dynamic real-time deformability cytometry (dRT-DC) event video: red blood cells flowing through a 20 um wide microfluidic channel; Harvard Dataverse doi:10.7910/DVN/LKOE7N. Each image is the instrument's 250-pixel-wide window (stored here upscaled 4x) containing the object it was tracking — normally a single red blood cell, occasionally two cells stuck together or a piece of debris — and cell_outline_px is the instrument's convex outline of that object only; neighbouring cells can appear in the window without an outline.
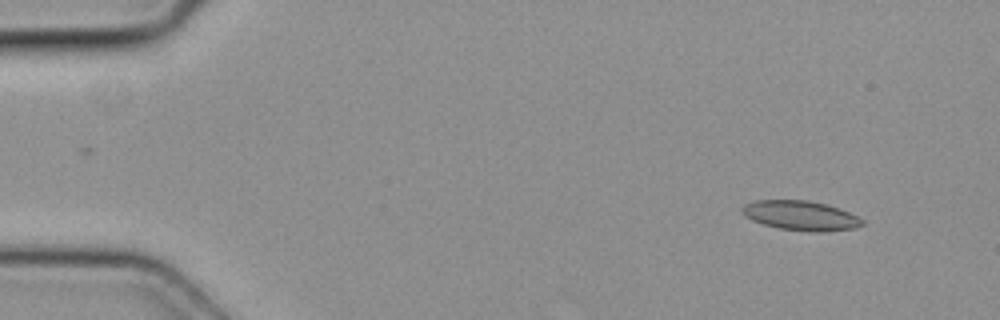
{"species": "common noctule bat (a hibernating species)", "species_latin": "Nyctalus noctula", "temperature_condition": "cold", "stored_images_in_passage": 3, "camera_frame_rate_fps": 3000, "um_per_image_px": 0.085, "animal": {"sex": "female", "body_mass_g": 19.3, "forearm_length_mm": 54.1}, "frame": {"image": 1, "passage_image": 1, "time_ms": 0.0, "image_size_px": [1000, 320], "cell_outline_px": [[864, 224], [856, 228], [824, 232], [808, 232], [780, 228], [764, 224], [752, 220], [744, 216], [740, 208], [744, 204], [756, 200], [808, 200], [828, 204], [848, 212], [864, 220]], "centroid_in_image_um": [68.06, 18.32], "position_along_channel_um": 16.9, "area_um2": 20.87}}